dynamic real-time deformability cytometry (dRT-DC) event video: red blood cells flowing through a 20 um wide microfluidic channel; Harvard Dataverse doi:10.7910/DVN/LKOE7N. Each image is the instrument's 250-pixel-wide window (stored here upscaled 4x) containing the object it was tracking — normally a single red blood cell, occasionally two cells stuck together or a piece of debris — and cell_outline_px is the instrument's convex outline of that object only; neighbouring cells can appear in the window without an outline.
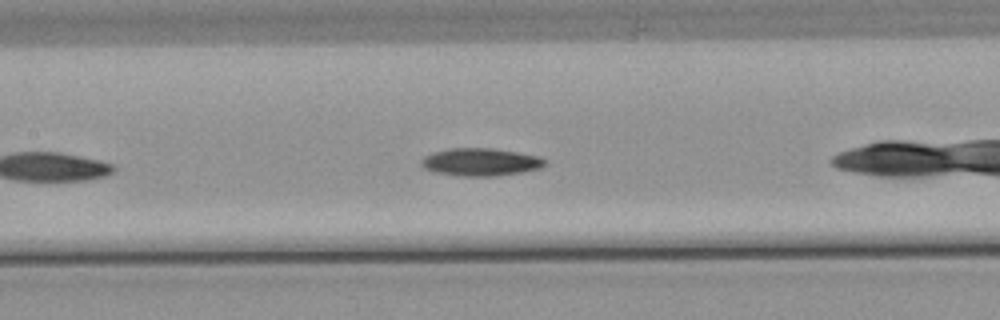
{"species": "common noctule bat (a hibernating species)", "species_latin": "Nyctalus noctula", "temperature_condition": "warm", "stored_images_in_passage": 15, "camera_frame_rate_fps": 3000, "um_per_image_px": 0.085, "animal": {"sex": "male", "body_mass_g": 21.5, "forearm_length_mm": 52.0}, "frame": {"image": 1, "passage_image": 9, "time_ms": 2.667, "image_size_px": [1000, 320], "cell_outline_px": [[548, 160], [540, 168], [520, 172], [496, 176], [460, 176], [436, 172], [424, 168], [420, 164], [420, 160], [424, 156], [432, 152], [448, 148], [496, 148], [536, 156]], "centroid_in_image_um": [40.8, 13.76], "position_along_channel_um": 166.6, "area_um2": 19.94}}